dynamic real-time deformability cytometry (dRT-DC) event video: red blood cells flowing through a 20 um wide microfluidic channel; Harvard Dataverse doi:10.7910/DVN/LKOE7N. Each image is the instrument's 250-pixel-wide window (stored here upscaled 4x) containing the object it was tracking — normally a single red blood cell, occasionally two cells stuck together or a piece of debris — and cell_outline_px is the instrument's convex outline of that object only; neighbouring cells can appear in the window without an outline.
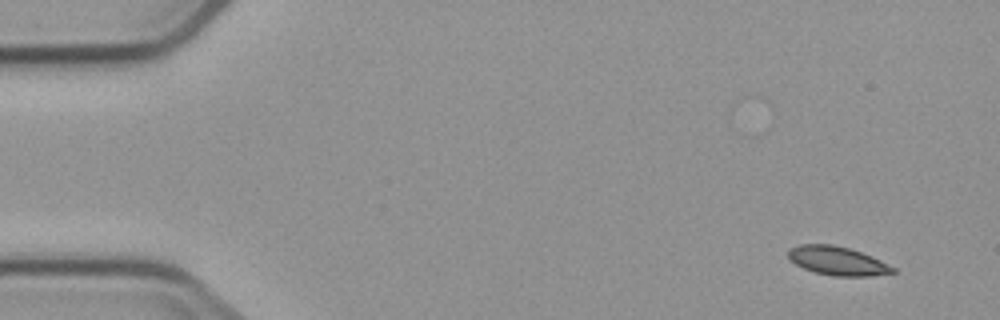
{"species": "common noctule bat (a hibernating species)", "species_latin": "Nyctalus noctula", "temperature_condition": "cold", "stored_images_in_passage": 5, "camera_frame_rate_fps": 3000, "um_per_image_px": 0.085, "animal": {"sex": "male", "body_mass_g": 23.1, "forearm_length_mm": 52.7}, "frame": {"image": 1, "passage_image": 1, "time_ms": 0.0, "image_size_px": [1000, 320], "cell_outline_px": [[896, 272], [872, 276], [832, 276], [816, 272], [804, 268], [796, 264], [788, 256], [788, 248], [800, 244], [832, 244], [848, 248], [872, 256], [896, 268]], "centroid_in_image_um": [71.19, 22.17], "position_along_channel_um": 13.8, "area_um2": 17.46}}
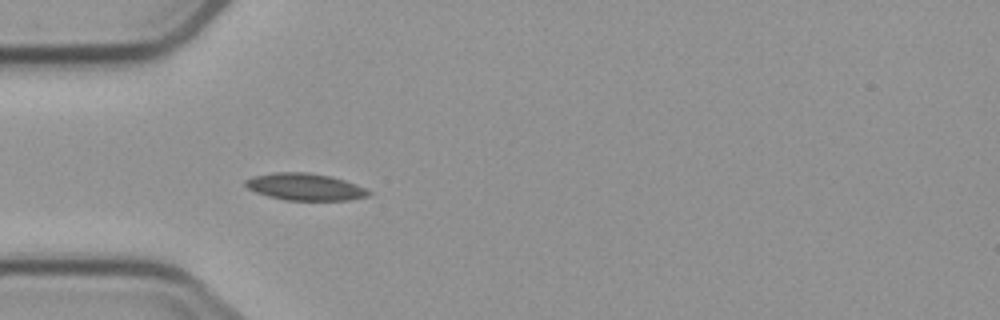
{"frame": {"image": 2, "passage_image": 5, "time_ms": 4.333, "image_size_px": [1000, 320], "cell_outline_px": [[372, 192], [368, 196], [348, 200], [284, 200], [268, 196], [256, 192], [248, 188], [244, 184], [244, 180], [252, 176], [272, 172], [308, 172], [328, 176], [344, 180], [364, 188]], "centroid_in_image_um": [25.88, 15.88], "position_along_channel_um": 59.1, "area_um2": 19.31}}